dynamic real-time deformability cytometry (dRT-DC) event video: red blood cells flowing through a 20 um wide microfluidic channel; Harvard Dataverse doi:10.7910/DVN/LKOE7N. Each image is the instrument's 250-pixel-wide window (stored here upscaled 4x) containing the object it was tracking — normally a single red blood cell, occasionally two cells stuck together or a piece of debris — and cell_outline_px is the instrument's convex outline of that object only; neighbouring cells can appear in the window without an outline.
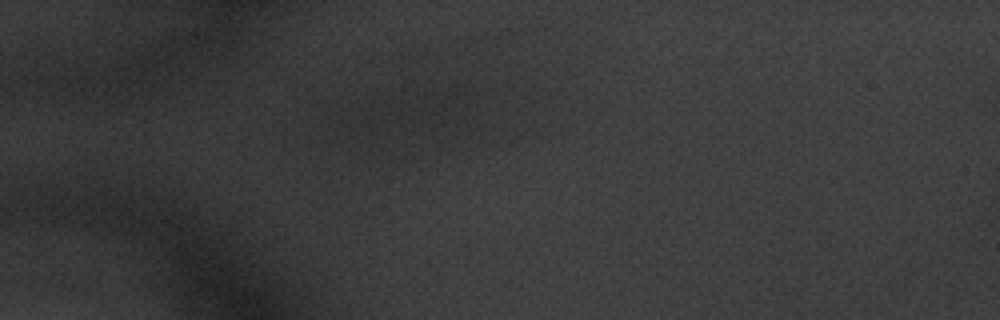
{"species": "common noctule bat (a hibernating species)", "species_latin": "Nyctalus noctula", "temperature_condition": "warm", "stored_images_in_passage": 5, "camera_frame_rate_fps": 3000, "um_per_image_px": 0.085, "animal": {"sex": "male", "body_mass_g": 20.1, "forearm_length_mm": 53.5}, "frame": {"image": 1, "passage_image": 3, "time_ms": 0.667, "image_size_px": [1000, 320], "cell_outline_px": [[504, 100], [500, 104], [476, 120], [432, 128], [372, 128], [368, 120], [368, 116], [372, 112], [392, 100], [468, 80], [480, 80], [488, 84]], "centroid_in_image_um": [37.22, 9.09], "position_along_channel_um": 47.8, "area_um2": 30.52}}